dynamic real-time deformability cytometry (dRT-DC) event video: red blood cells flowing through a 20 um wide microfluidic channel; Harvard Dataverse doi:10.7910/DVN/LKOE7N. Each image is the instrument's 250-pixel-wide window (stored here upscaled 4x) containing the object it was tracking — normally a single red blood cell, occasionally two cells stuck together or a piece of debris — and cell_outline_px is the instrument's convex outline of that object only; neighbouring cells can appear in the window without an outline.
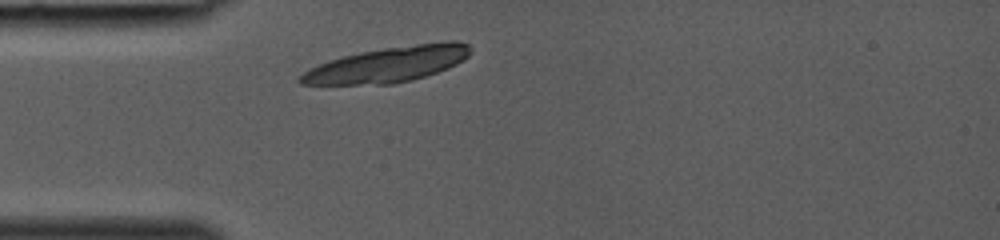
{"species": "common noctule bat (a hibernating species)", "species_latin": "Nyctalus noctula", "temperature_condition": "room temperature", "stored_images_in_passage": 24, "camera_frame_rate_fps": 3000, "um_per_image_px": 0.085, "animal": {"sex": "female", "body_mass_g": 19.0, "forearm_length_mm": 53.3}, "frame": {"image": 1, "passage_image": 1, "time_ms": 0.0, "image_size_px": [1000, 240], "cell_outline_px": [[468, 56], [464, 60], [448, 68], [412, 80], [392, 84], [300, 84], [296, 80], [304, 72], [328, 60], [360, 52], [384, 48], [416, 44], [452, 40], [468, 44]], "centroid_in_image_um": [32.96, 5.48], "position_along_channel_um": 52.0, "area_um2": 34.51}}